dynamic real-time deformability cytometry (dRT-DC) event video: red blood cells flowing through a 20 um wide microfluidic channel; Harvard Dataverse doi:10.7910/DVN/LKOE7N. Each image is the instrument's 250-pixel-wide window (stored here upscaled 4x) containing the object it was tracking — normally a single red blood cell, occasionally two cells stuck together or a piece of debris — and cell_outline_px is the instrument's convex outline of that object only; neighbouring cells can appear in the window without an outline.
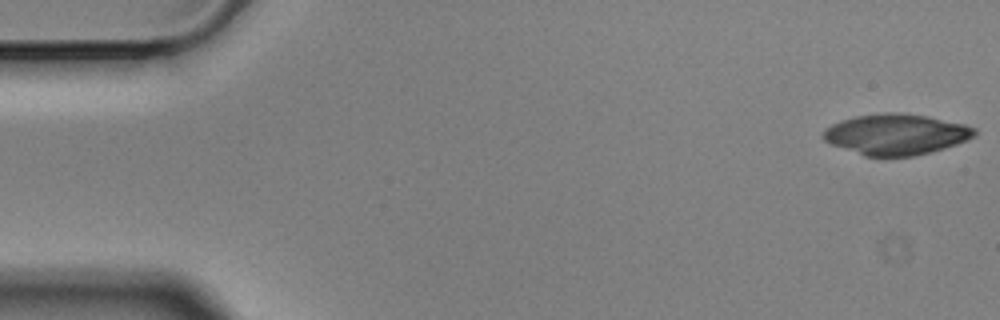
{"species": "Egyptian fruit bat (a non-hibernating species)", "species_latin": "Rousettus aegyptiacus", "temperature_condition": "cold", "stored_images_in_passage": 56, "camera_frame_rate_fps": 3000, "um_per_image_px": 0.085, "animal": {"sex": "male"}, "frame": {"image": 1, "passage_image": 1, "time_ms": 0.0, "image_size_px": [1000, 320], "cell_outline_px": [[976, 136], [968, 140], [944, 148], [912, 156], [864, 156], [832, 144], [824, 140], [820, 136], [824, 128], [840, 120], [856, 116], [880, 112], [892, 112], [928, 116], [964, 124], [976, 128]], "centroid_in_image_um": [76.14, 11.41], "position_along_channel_um": 8.9, "area_um2": 36.01}}